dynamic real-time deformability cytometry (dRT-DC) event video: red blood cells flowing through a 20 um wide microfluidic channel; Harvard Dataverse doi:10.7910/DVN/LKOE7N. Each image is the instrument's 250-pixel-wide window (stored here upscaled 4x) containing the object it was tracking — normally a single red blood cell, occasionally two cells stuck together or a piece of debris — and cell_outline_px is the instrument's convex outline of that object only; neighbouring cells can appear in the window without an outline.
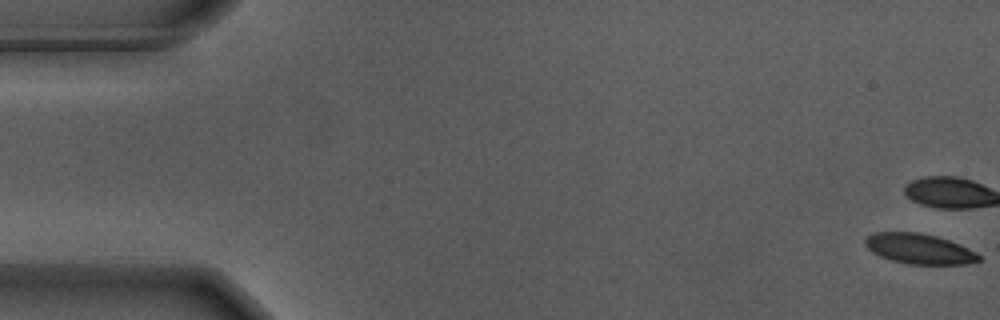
{"species": "Egyptian fruit bat (a non-hibernating species)", "species_latin": "Rousettus aegyptiacus", "temperature_condition": "warm", "stored_images_in_passage": 56, "camera_frame_rate_fps": 3000, "um_per_image_px": 0.085, "animal": {"sex": "male"}, "frame": {"image": 1, "passage_image": 1, "time_ms": 0.0, "image_size_px": [1000, 320], "cell_outline_px": [[980, 260], [964, 264], [908, 264], [892, 260], [880, 256], [872, 252], [864, 244], [864, 240], [872, 232], [916, 232], [936, 236], [960, 244], [976, 252], [980, 256]], "centroid_in_image_um": [78.11, 21.14], "position_along_channel_um": 6.9, "area_um2": 19.94}, "authors_computed_cell_mechanics": {"area_um2": 24.1604, "velocity_mm_per_s": 3.642, "shape_relaxation_time_tau1_ms": 3.1578, "shape_relaxation_time_tau2_ms": null, "deformation_change_tau1": 0.1436, "deformation_change_tau2": null}}